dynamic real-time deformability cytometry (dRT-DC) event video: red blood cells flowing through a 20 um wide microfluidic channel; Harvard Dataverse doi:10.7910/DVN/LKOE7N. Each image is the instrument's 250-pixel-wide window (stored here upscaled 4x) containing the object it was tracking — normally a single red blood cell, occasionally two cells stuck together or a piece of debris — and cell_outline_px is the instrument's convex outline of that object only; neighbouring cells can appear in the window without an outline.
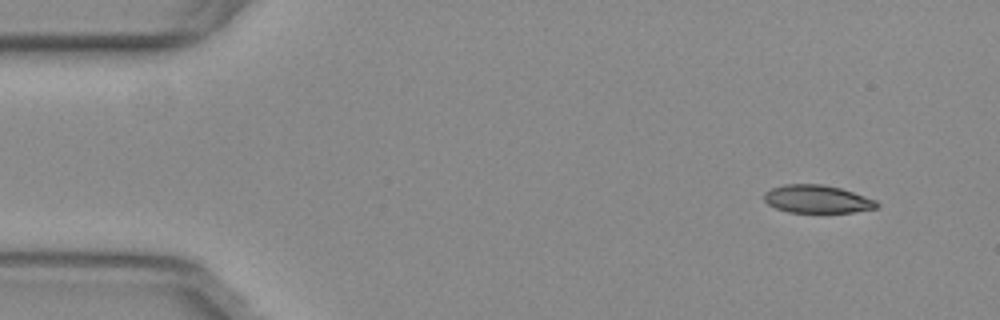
{"species": "common noctule bat (a hibernating species)", "species_latin": "Nyctalus noctula", "temperature_condition": "warm", "stored_images_in_passage": 50, "camera_frame_rate_fps": 3000, "um_per_image_px": 0.085, "animal": {"sex": "female", "body_mass_g": 29.2, "forearm_length_mm": 56.3}, "frame": {"image": 1, "passage_image": 1, "time_ms": 0.0, "image_size_px": [1000, 320], "cell_outline_px": [[880, 204], [876, 208], [852, 212], [788, 212], [776, 208], [768, 204], [764, 200], [764, 192], [772, 188], [784, 184], [824, 184], [840, 188], [876, 200]], "centroid_in_image_um": [69.44, 16.92], "position_along_channel_um": 15.6, "area_um2": 18.26}}
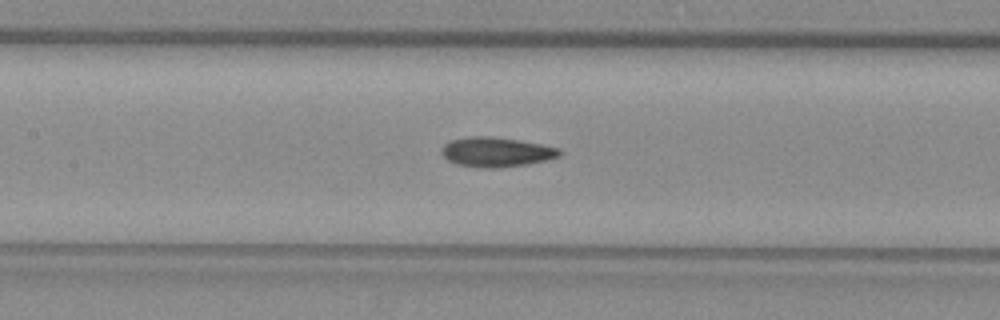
{"frame": {"image": 2, "passage_image": 21, "time_ms": 6.667, "image_size_px": [1000, 320], "cell_outline_px": [[564, 152], [560, 156], [548, 160], [524, 164], [496, 168], [480, 168], [456, 164], [448, 160], [440, 152], [440, 148], [444, 144], [452, 140], [472, 136], [492, 136], [520, 140], [560, 148]], "centroid_in_image_um": [42.19, 12.92], "position_along_channel_um": 165.2, "area_um2": 20.52}}
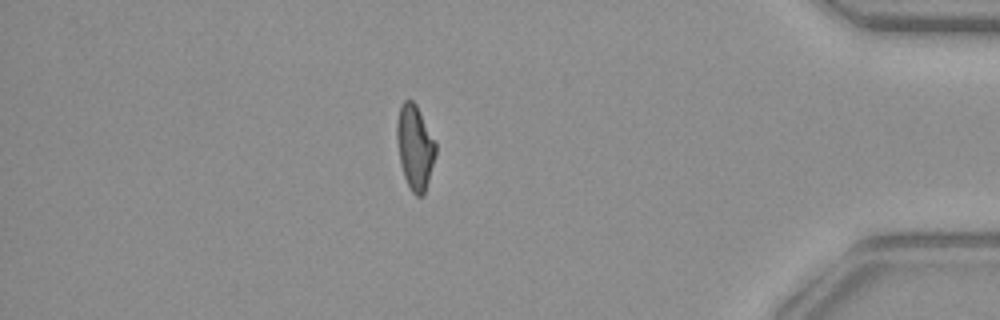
{"frame": {"image": 3, "passage_image": 43, "time_ms": 14.0, "image_size_px": [1000, 320], "cell_outline_px": [[436, 152], [424, 196], [416, 196], [412, 192], [404, 176], [400, 164], [396, 140], [396, 124], [400, 108], [404, 100], [412, 100], [416, 104], [436, 144]], "centroid_in_image_um": [35.25, 12.53], "position_along_channel_um": 399.9, "area_um2": 18.96}, "authors_computed_cell_mechanics": {"area_um2": 19.5364, "velocity_mm_per_s": 3.7981, "shape_relaxation_time_tau1_ms": null, "shape_relaxation_time_tau2_ms": 2.6279, "deformation_change_tau1": null, "deformation_change_tau2": 0.0931}}